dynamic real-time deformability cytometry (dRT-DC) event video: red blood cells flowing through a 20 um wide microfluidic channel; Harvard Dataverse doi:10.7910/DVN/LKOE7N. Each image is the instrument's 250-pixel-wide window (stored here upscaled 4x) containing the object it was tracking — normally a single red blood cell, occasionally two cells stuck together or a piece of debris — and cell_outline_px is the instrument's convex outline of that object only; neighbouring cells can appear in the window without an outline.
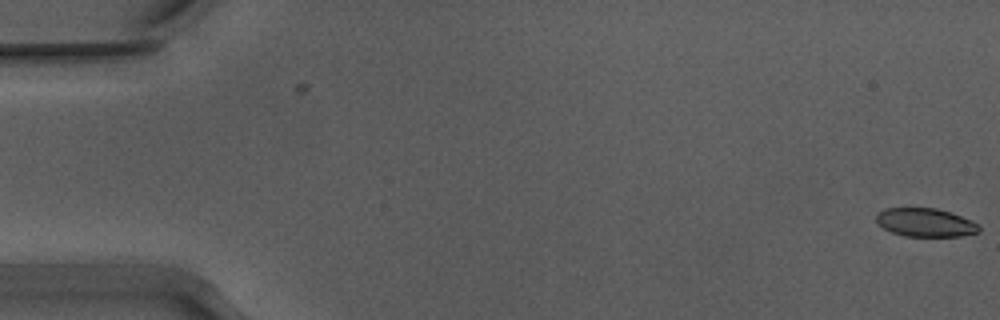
{"species": "Egyptian fruit bat (a non-hibernating species)", "species_latin": "Rousettus aegyptiacus", "temperature_condition": "warm", "stored_images_in_passage": 5, "camera_frame_rate_fps": 3000, "um_per_image_px": 0.085, "animal": {"sex": "male"}, "frame": {"image": 1, "passage_image": 5, "time_ms": 1.333, "image_size_px": [1000, 320], "cell_outline_px": [[980, 232], [960, 236], [904, 236], [892, 232], [884, 228], [876, 220], [876, 212], [884, 208], [936, 208], [960, 216], [980, 224]], "centroid_in_image_um": [78.65, 18.91], "position_along_channel_um": 6.3, "area_um2": 16.99}}